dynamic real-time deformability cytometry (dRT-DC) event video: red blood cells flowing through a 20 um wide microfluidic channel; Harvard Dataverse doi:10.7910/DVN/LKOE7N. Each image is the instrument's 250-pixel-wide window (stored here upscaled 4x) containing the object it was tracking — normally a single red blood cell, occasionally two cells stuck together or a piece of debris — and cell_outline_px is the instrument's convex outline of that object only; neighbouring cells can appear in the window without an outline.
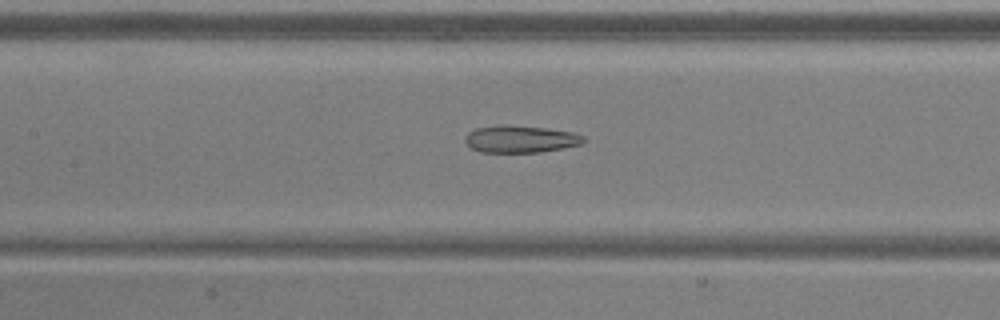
{"species": "common noctule bat (a hibernating species)", "species_latin": "Nyctalus noctula", "temperature_condition": "warm", "stored_images_in_passage": 52, "camera_frame_rate_fps": 3000, "um_per_image_px": 0.085, "animal": {"sex": "male", "body_mass_g": 20.5, "forearm_length_mm": 52.5}, "frame": {"image": 1, "passage_image": 24, "time_ms": 7.667, "image_size_px": [1000, 320], "cell_outline_px": [[588, 140], [580, 144], [564, 148], [540, 152], [480, 152], [472, 148], [464, 140], [464, 136], [468, 132], [476, 128], [496, 124], [508, 124], [544, 128], [572, 132], [584, 136]], "centroid_in_image_um": [44.22, 11.81], "position_along_channel_um": 163.2, "area_um2": 18.96}}
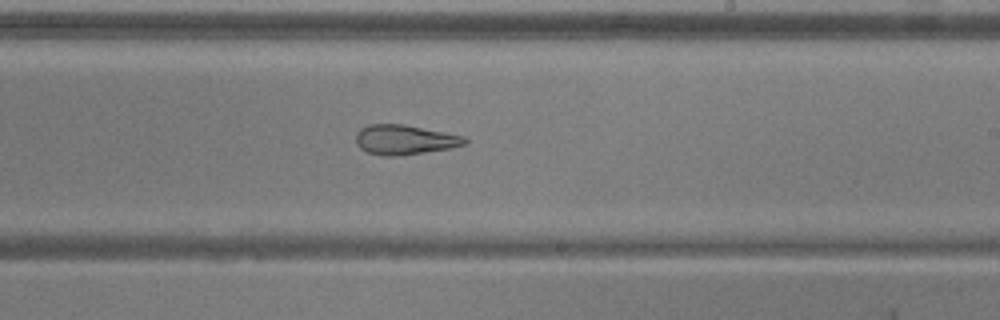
{"frame": {"image": 2, "passage_image": 31, "time_ms": 10.0, "image_size_px": [1000, 320], "cell_outline_px": [[468, 140], [464, 144], [448, 148], [424, 152], [392, 156], [384, 156], [368, 152], [360, 148], [356, 144], [356, 132], [360, 128], [368, 124], [404, 124], [464, 136]], "centroid_in_image_um": [34.34, 11.86], "position_along_channel_um": 254.7, "area_um2": 18.67}}
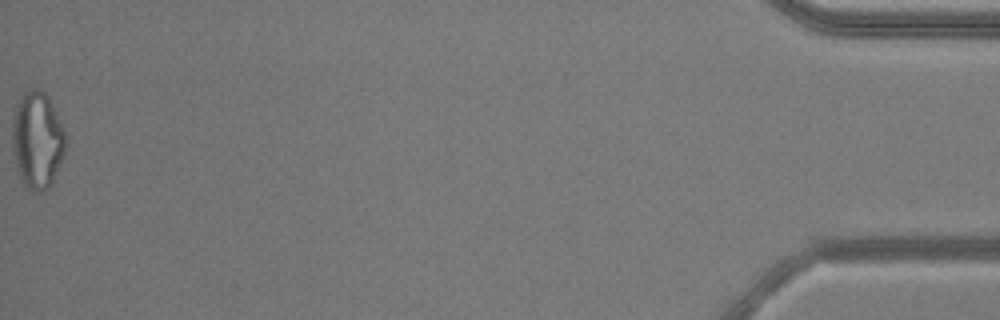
{"frame": {"image": 3, "passage_image": 52, "time_ms": 17.0, "image_size_px": [1000, 320], "cell_outline_px": [[64, 152], [52, 180], [48, 188], [44, 192], [36, 192], [28, 188], [20, 180], [16, 168], [12, 148], [12, 120], [16, 104], [20, 96], [24, 92], [32, 88], [36, 88], [44, 92], [48, 96], [64, 132]], "centroid_in_image_um": [3.11, 11.9], "position_along_channel_um": 432.1, "area_um2": 29.82}, "authors_computed_cell_mechanics": {"area_um2": 23.9292, "velocity_mm_per_s": 3.9315, "shape_relaxation_time_tau1_ms": null, "shape_relaxation_time_tau2_ms": 3.199, "deformation_change_tau1": null, "deformation_change_tau2": 0.1291}}